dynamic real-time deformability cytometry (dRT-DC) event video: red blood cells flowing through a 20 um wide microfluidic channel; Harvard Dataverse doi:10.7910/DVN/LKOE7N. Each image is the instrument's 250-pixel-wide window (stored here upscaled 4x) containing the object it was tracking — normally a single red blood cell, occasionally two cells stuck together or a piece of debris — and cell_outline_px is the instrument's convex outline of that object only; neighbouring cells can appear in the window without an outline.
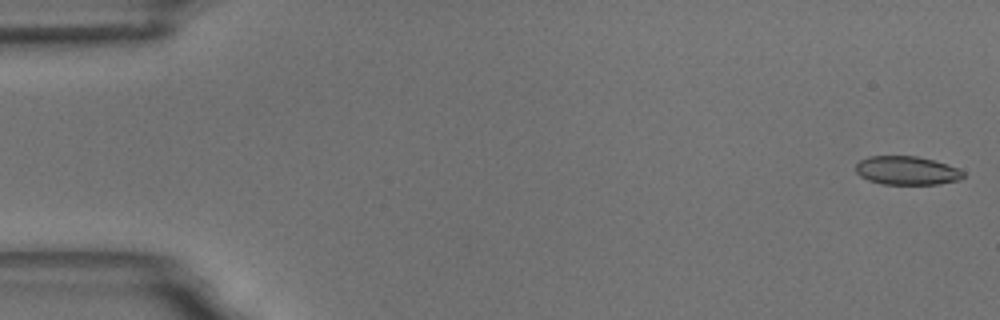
{"species": "common noctule bat (a hibernating species)", "species_latin": "Nyctalus noctula", "temperature_condition": "room temperature", "stored_images_in_passage": 57, "camera_frame_rate_fps": 3000, "um_per_image_px": 0.085, "animal": {"sex": "male", "body_mass_g": 18.8}, "frame": {"image": 1, "passage_image": 1, "time_ms": 0.0, "image_size_px": [1000, 320], "cell_outline_px": [[964, 176], [960, 180], [940, 184], [884, 184], [868, 180], [860, 176], [856, 172], [856, 164], [860, 160], [868, 156], [916, 156], [932, 160], [956, 168], [964, 172]], "centroid_in_image_um": [77.05, 14.5], "position_along_channel_um": 7.9, "area_um2": 17.8}}
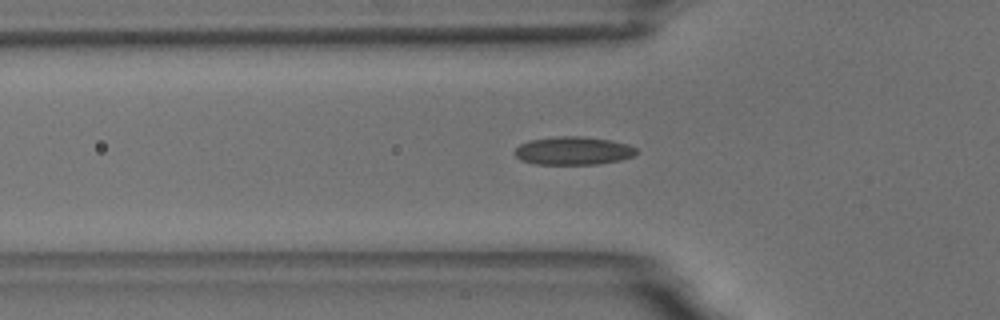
{"frame": {"image": 2, "passage_image": 19, "time_ms": 6.0, "image_size_px": [1000, 320], "cell_outline_px": [[640, 152], [632, 156], [620, 160], [600, 164], [536, 164], [520, 160], [512, 152], [520, 144], [528, 140], [556, 136], [584, 136], [608, 140], [628, 144], [636, 148]], "centroid_in_image_um": [48.71, 12.81], "position_along_channel_um": 77.1, "area_um2": 20.17}}
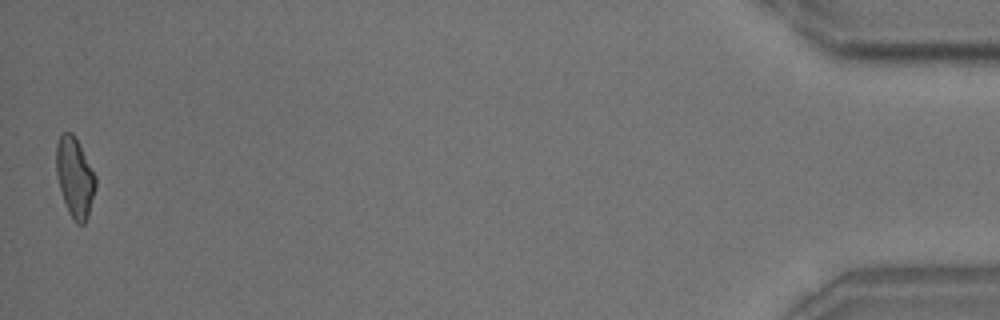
{"frame": {"image": 3, "passage_image": 57, "time_ms": 18.667, "image_size_px": [1000, 320], "cell_outline_px": [[96, 188], [88, 216], [84, 224], [76, 224], [68, 212], [60, 188], [56, 172], [56, 144], [60, 136], [64, 132], [72, 132], [96, 176]], "centroid_in_image_um": [6.36, 15.1], "position_along_channel_um": 428.8, "area_um2": 18.09}, "authors_computed_cell_mechanics": {"area_um2": 18.785, "velocity_mm_per_s": 3.5041, "shape_relaxation_time_tau1_ms": 10.5519, "shape_relaxation_time_tau2_ms": 1.835, "deformation_change_tau1": 0.2169, "deformation_change_tau2": 0.0871}}